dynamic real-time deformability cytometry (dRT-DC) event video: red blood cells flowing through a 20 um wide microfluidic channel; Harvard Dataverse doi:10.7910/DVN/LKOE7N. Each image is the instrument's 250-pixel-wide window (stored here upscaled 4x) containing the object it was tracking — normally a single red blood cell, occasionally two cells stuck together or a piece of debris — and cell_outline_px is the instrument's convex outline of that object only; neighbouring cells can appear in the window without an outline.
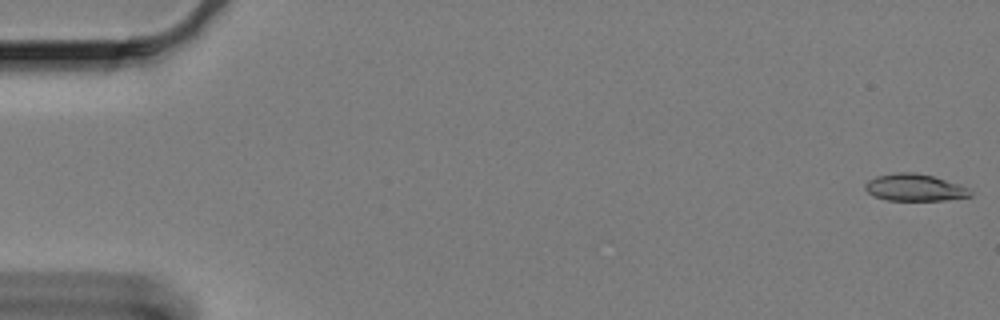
{"species": "Egyptian fruit bat (a non-hibernating species)", "species_latin": "Rousettus aegyptiacus", "temperature_condition": "cold", "stored_images_in_passage": 35, "camera_frame_rate_fps": 3000, "um_per_image_px": 0.085, "animal": {"sex": "female"}, "frame": {"image": 1, "passage_image": 1, "time_ms": 0.0, "image_size_px": [1000, 320], "cell_outline_px": [[972, 196], [944, 200], [888, 200], [872, 196], [864, 188], [864, 184], [868, 180], [876, 176], [896, 172], [916, 172], [932, 176], [960, 184], [968, 188], [972, 192]], "centroid_in_image_um": [77.73, 15.93], "position_along_channel_um": 7.3, "area_um2": 16.65}}
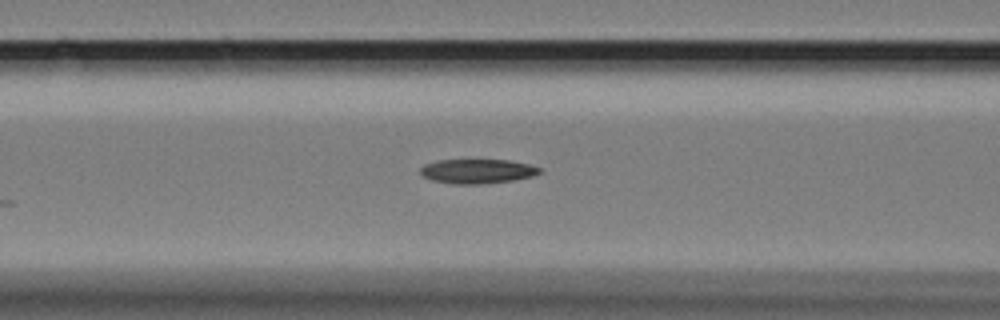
{"frame": {"image": 2, "passage_image": 25, "time_ms": 8.0, "image_size_px": [1000, 320], "cell_outline_px": [[540, 172], [532, 176], [512, 180], [480, 184], [452, 184], [432, 180], [424, 176], [420, 172], [420, 168], [424, 164], [436, 160], [508, 160], [528, 164], [540, 168]], "centroid_in_image_um": [40.53, 14.55], "position_along_channel_um": 126.1, "area_um2": 16.82}}
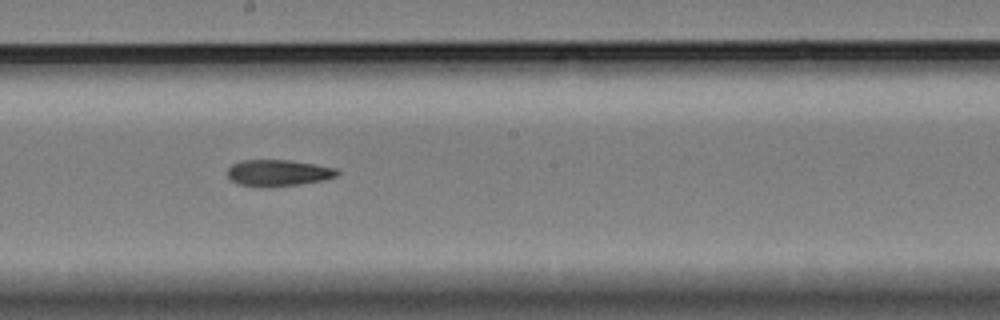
{"frame": {"image": 3, "passage_image": 34, "time_ms": 11.0, "image_size_px": [1000, 320], "cell_outline_px": [[340, 172], [336, 176], [324, 180], [300, 184], [268, 188], [260, 188], [236, 184], [228, 176], [228, 168], [232, 164], [240, 160], [292, 160], [336, 168]], "centroid_in_image_um": [23.62, 14.71], "position_along_channel_um": 224.6, "area_um2": 17.22}}